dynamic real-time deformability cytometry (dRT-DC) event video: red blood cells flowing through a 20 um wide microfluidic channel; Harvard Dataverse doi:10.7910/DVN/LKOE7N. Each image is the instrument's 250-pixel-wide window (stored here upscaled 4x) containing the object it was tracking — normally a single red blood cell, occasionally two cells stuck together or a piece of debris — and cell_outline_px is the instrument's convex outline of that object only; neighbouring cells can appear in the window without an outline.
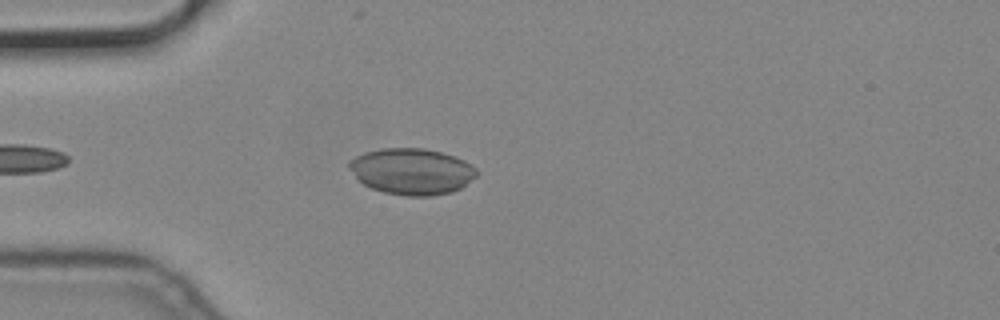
{"species": "common noctule bat (a hibernating species)", "species_latin": "Nyctalus noctula", "temperature_condition": "cold", "stored_images_in_passage": 5, "camera_frame_rate_fps": 3000, "um_per_image_px": 0.085, "animal": {"sex": "male", "body_mass_g": 19.2, "forearm_length_mm": 51.8}, "frame": {"image": 1, "passage_image": 5, "time_ms": 1.333, "image_size_px": [1000, 320], "cell_outline_px": [[480, 172], [476, 176], [460, 188], [452, 192], [428, 196], [404, 196], [384, 192], [372, 188], [364, 184], [348, 168], [348, 160], [364, 152], [384, 148], [424, 148], [456, 156], [464, 160], [476, 168]], "centroid_in_image_um": [35.01, 14.56], "position_along_channel_um": 50.0, "area_um2": 34.39}}